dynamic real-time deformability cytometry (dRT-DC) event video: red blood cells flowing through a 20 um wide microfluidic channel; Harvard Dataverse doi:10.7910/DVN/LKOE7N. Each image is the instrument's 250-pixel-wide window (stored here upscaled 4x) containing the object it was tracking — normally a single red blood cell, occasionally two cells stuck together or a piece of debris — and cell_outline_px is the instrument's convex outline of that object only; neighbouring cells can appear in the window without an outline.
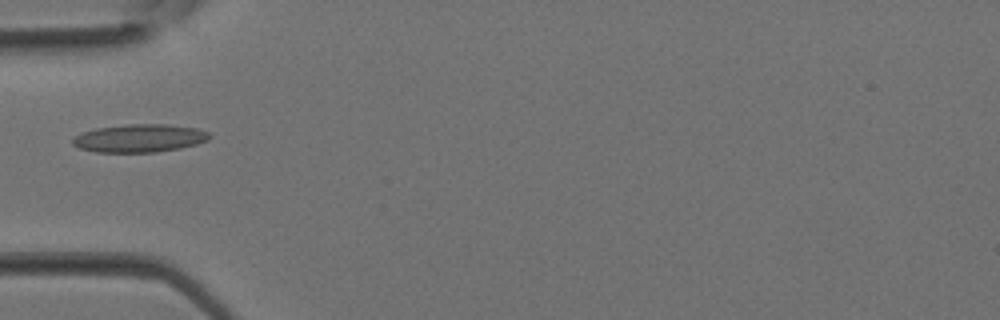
{"species": "Egyptian fruit bat (a non-hibernating species)", "species_latin": "Rousettus aegyptiacus", "temperature_condition": "room temperature", "stored_images_in_passage": 26, "camera_frame_rate_fps": 3000, "um_per_image_px": 0.085, "animal": {"sex": "female"}, "frame": {"image": 1, "passage_image": 2, "time_ms": 0.333, "image_size_px": [1000, 320], "cell_outline_px": [[212, 136], [208, 140], [196, 144], [180, 148], [156, 152], [96, 152], [80, 148], [72, 144], [72, 140], [76, 136], [84, 132], [96, 128], [128, 124], [168, 124], [196, 128], [208, 132]], "centroid_in_image_um": [11.88, 11.74], "position_along_channel_um": 73.1, "area_um2": 22.25}}
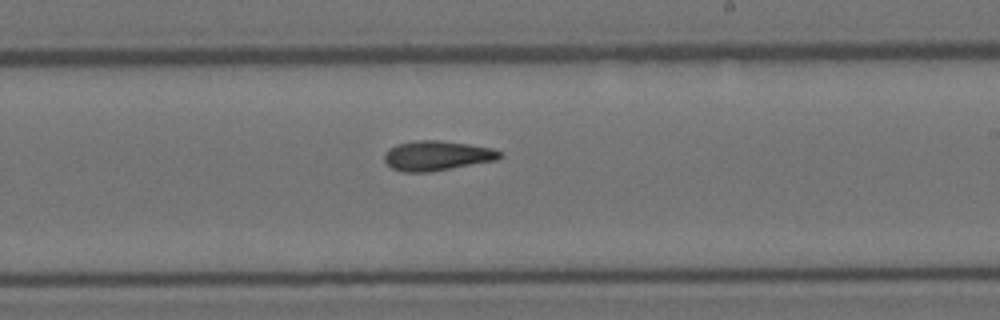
{"frame": {"image": 2, "passage_image": 12, "time_ms": 3.667, "image_size_px": [1000, 320], "cell_outline_px": [[504, 156], [496, 160], [432, 172], [404, 172], [392, 168], [384, 160], [384, 156], [388, 148], [396, 144], [416, 140], [436, 140], [468, 144], [492, 148], [500, 152]], "centroid_in_image_um": [37.13, 13.23], "position_along_channel_um": 251.9, "area_um2": 20.06}}
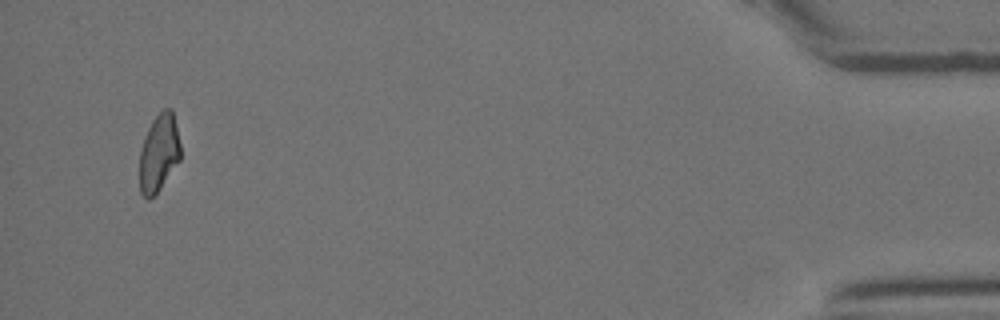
{"frame": {"image": 3, "passage_image": 26, "time_ms": 8.333, "image_size_px": [1000, 320], "cell_outline_px": [[180, 160], [160, 188], [148, 200], [140, 192], [140, 148], [144, 136], [152, 120], [164, 108], [172, 108], [176, 124], [180, 144]], "centroid_in_image_um": [13.5, 12.97], "position_along_channel_um": 421.7, "area_um2": 18.44}}